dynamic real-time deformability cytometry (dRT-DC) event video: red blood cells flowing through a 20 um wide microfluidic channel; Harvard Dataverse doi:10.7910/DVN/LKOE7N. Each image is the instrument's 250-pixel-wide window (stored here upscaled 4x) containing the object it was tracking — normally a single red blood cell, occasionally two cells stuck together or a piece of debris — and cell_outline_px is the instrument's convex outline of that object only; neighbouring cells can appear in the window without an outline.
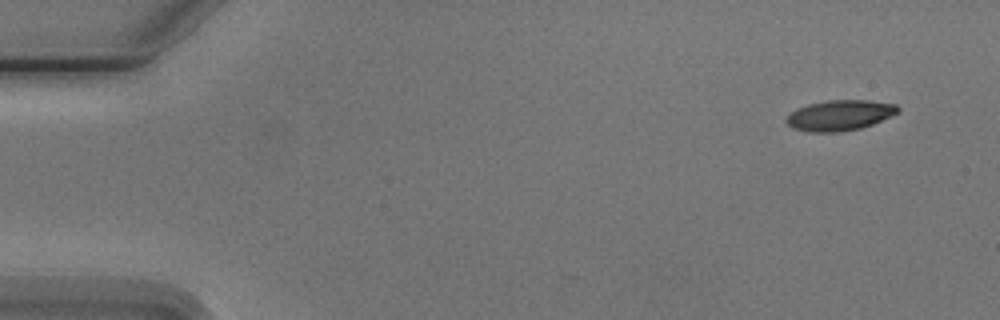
{"species": "Egyptian fruit bat (a non-hibernating species)", "species_latin": "Rousettus aegyptiacus", "temperature_condition": "cold", "stored_images_in_passage": 10, "camera_frame_rate_fps": 3000, "um_per_image_px": 0.085, "animal": {"sex": "male"}, "frame": {"image": 1, "passage_image": 1, "time_ms": 0.0, "image_size_px": [1000, 320], "cell_outline_px": [[900, 112], [892, 116], [872, 124], [860, 128], [840, 132], [808, 132], [792, 128], [784, 120], [796, 108], [808, 104], [824, 100], [868, 100], [896, 104], [900, 108]], "centroid_in_image_um": [71.38, 9.8], "position_along_channel_um": 13.6, "area_um2": 20.0}}
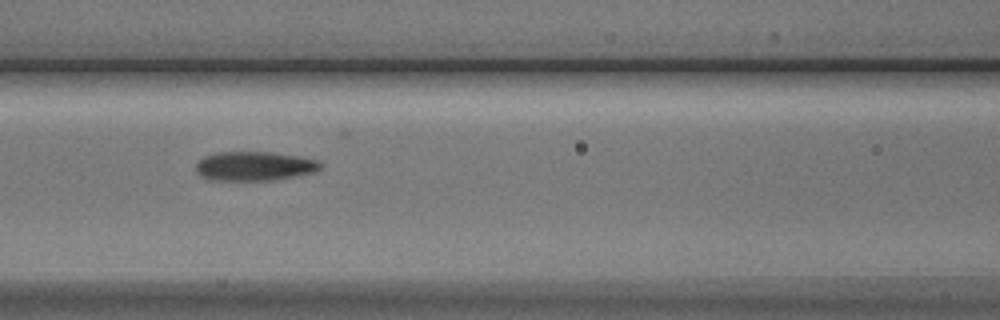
{"frame": {"image": 2, "passage_image": 6, "time_ms": 6.667, "image_size_px": [1000, 320], "cell_outline_px": [[320, 168], [316, 172], [272, 180], [208, 180], [200, 176], [196, 172], [196, 160], [204, 156], [216, 152], [272, 152], [300, 156], [316, 160], [320, 164]], "centroid_in_image_um": [21.56, 14.11], "position_along_channel_um": 145.0, "area_um2": 21.33}}
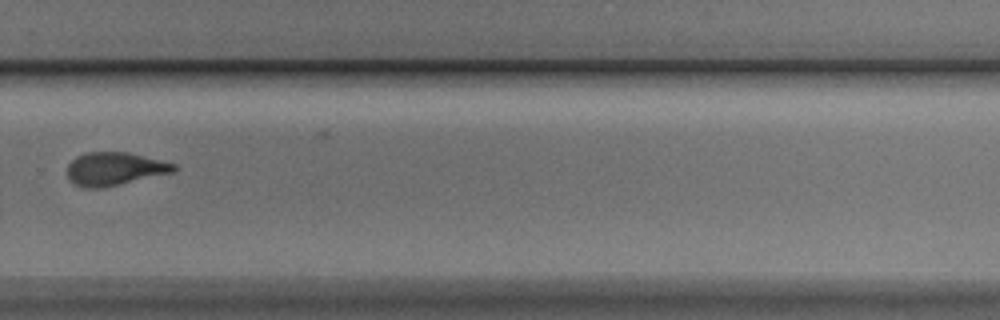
{"frame": {"image": 3, "passage_image": 10, "time_ms": 11.333, "image_size_px": [1000, 320], "cell_outline_px": [[176, 168], [172, 172], [104, 188], [84, 188], [68, 180], [68, 164], [76, 156], [88, 152], [128, 152], [176, 164]], "centroid_in_image_um": [9.7, 14.35], "position_along_channel_um": 320.1, "area_um2": 20.46}}